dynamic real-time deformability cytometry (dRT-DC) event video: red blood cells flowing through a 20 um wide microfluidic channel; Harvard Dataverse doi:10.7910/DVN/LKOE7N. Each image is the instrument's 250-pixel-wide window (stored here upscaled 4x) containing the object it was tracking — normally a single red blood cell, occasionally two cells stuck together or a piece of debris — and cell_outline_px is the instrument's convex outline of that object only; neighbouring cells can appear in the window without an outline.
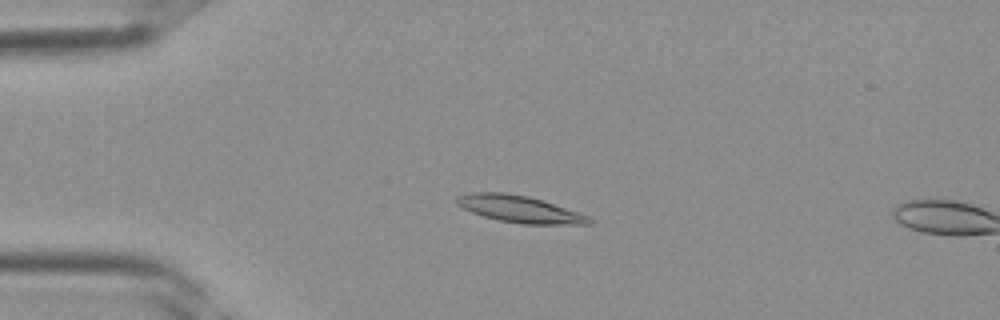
{"species": "Egyptian fruit bat (a non-hibernating species)", "species_latin": "Rousettus aegyptiacus", "temperature_condition": "room temperature", "stored_images_in_passage": 11, "camera_frame_rate_fps": 3000, "um_per_image_px": 0.085, "frame": {"image": 1, "passage_image": 10, "time_ms": 3.0, "image_size_px": [1000, 320], "cell_outline_px": [[596, 220], [592, 224], [520, 224], [500, 220], [484, 216], [472, 212], [456, 204], [456, 196], [468, 192], [504, 192], [528, 196], [580, 212]], "centroid_in_image_um": [44.19, 17.77], "position_along_channel_um": 40.8, "area_um2": 20.81}}